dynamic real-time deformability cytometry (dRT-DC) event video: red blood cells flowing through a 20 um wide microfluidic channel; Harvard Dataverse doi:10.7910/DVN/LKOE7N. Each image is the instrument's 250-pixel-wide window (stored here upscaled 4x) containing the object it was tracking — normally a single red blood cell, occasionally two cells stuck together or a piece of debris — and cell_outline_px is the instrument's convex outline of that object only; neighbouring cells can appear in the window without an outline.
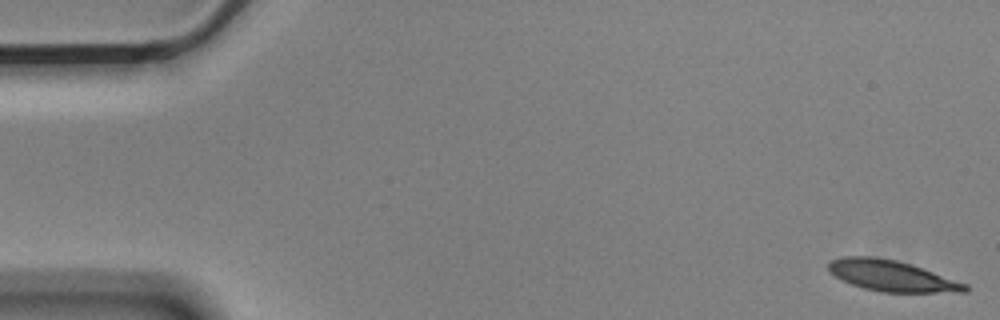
{"species": "Egyptian fruit bat (a non-hibernating species)", "species_latin": "Rousettus aegyptiacus", "temperature_condition": "cold", "stored_images_in_passage": 55, "camera_frame_rate_fps": 3000, "um_per_image_px": 0.085, "animal": {"sex": "male"}, "frame": {"image": 1, "passage_image": 1, "time_ms": 0.0, "image_size_px": [1000, 320], "cell_outline_px": [[968, 292], [880, 292], [864, 288], [852, 284], [836, 276], [828, 268], [828, 260], [844, 256], [872, 256], [896, 260], [968, 284]], "centroid_in_image_um": [75.77, 23.44], "position_along_channel_um": 9.2, "area_um2": 24.22}}
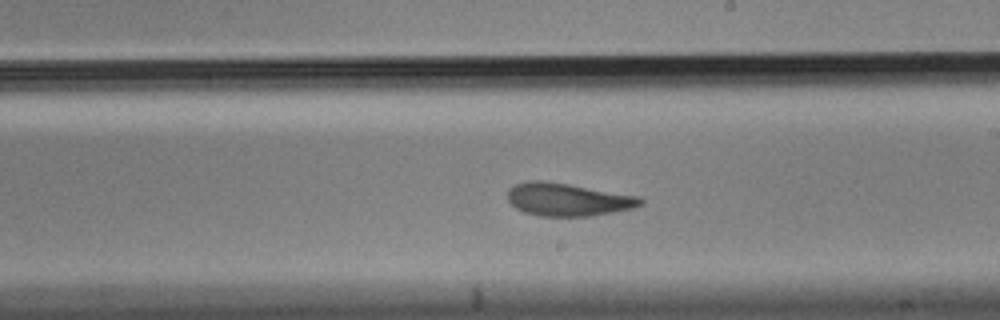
{"frame": {"image": 2, "passage_image": 32, "time_ms": 10.333, "image_size_px": [1000, 320], "cell_outline_px": [[644, 204], [636, 208], [592, 216], [540, 216], [524, 212], [516, 208], [508, 200], [508, 188], [516, 184], [528, 180], [544, 180], [640, 196], [644, 200]], "centroid_in_image_um": [48.3, 16.96], "position_along_channel_um": 240.7, "area_um2": 25.66}}
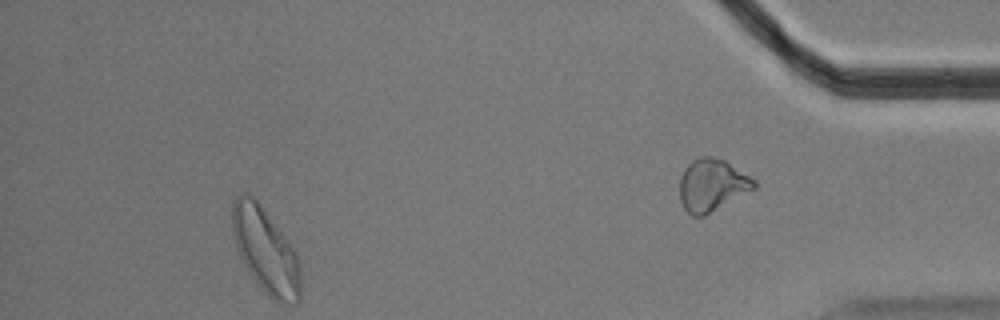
{"frame": {"image": 3, "passage_image": 52, "time_ms": 17.0, "image_size_px": [1000, 320], "cell_outline_px": [[300, 300], [296, 304], [280, 304], [272, 300], [268, 296], [248, 272], [236, 248], [232, 232], [232, 200], [240, 192], [248, 192], [260, 204], [296, 252], [300, 264]], "centroid_in_image_um": [22.56, 21.31], "position_along_channel_um": 412.6, "area_um2": 34.1}, "authors_computed_cell_mechanics": {"area_um2": 25.4898, "velocity_mm_per_s": 3.5108, "shape_relaxation_time_tau1_ms": 4.2952, "shape_relaxation_time_tau2_ms": 2.8278, "deformation_change_tau1": 0.1451, "deformation_change_tau2": 0.0853}}